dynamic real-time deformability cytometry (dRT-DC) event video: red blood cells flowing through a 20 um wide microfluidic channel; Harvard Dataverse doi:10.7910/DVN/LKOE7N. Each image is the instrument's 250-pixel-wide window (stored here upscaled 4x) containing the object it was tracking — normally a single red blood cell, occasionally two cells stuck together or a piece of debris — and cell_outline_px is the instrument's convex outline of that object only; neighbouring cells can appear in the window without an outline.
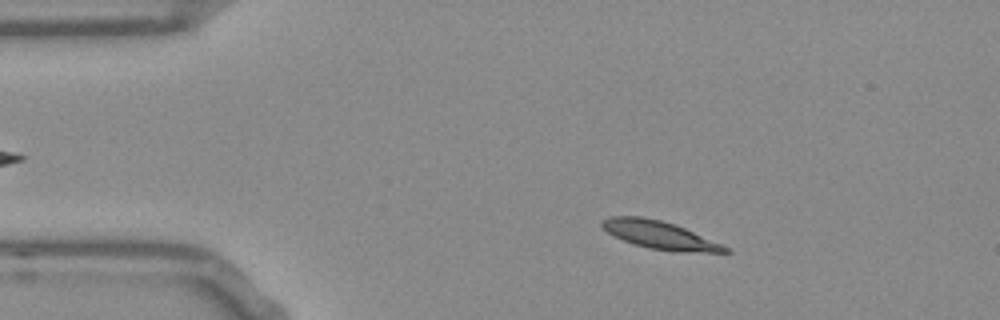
{"species": "Egyptian fruit bat (a non-hibernating species)", "species_latin": "Rousettus aegyptiacus", "temperature_condition": "room temperature", "stored_images_in_passage": 51, "camera_frame_rate_fps": 3000, "um_per_image_px": 0.085, "frame": {"image": 1, "passage_image": 7, "time_ms": 2.0, "image_size_px": [1000, 320], "cell_outline_px": [[732, 252], [680, 252], [648, 248], [632, 244], [608, 232], [600, 224], [600, 220], [608, 216], [640, 216], [660, 220], [676, 224], [720, 244], [728, 248]], "centroid_in_image_um": [56.02, 19.97], "position_along_channel_um": 29.0, "area_um2": 19.83}}
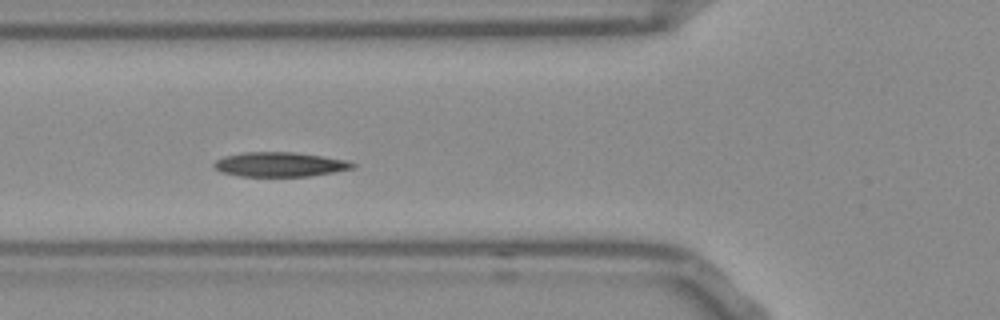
{"frame": {"image": 2, "passage_image": 17, "time_ms": 5.333, "image_size_px": [1000, 320], "cell_outline_px": [[356, 168], [308, 176], [240, 176], [220, 172], [212, 164], [216, 160], [224, 156], [244, 152], [292, 152], [324, 156], [348, 160], [356, 164]], "centroid_in_image_um": [23.8, 13.97], "position_along_channel_um": 102.0, "area_um2": 19.83}}
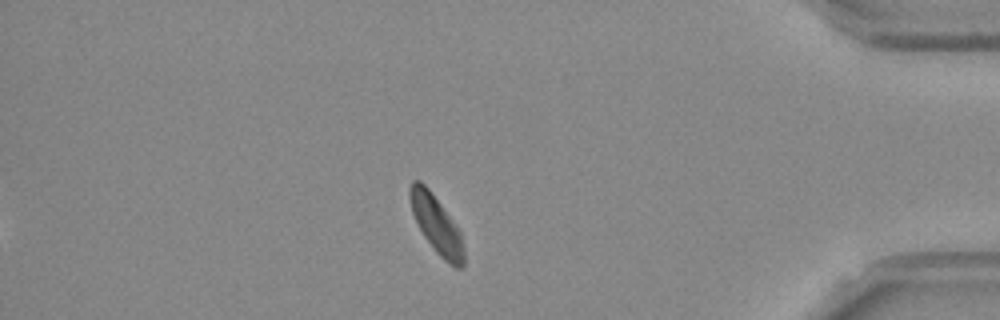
{"frame": {"image": 3, "passage_image": 44, "time_ms": 14.333, "image_size_px": [1000, 320], "cell_outline_px": [[464, 264], [460, 268], [456, 268], [448, 264], [436, 252], [424, 236], [412, 212], [408, 196], [408, 188], [412, 180], [420, 180], [428, 188], [440, 204], [460, 232], [464, 248]], "centroid_in_image_um": [37.08, 19.09], "position_along_channel_um": 398.1, "area_um2": 17.86}, "authors_computed_cell_mechanics": {"area_um2": 19.3052, "velocity_mm_per_s": 3.7281, "shape_relaxation_time_tau1_ms": 5.1231, "shape_relaxation_time_tau2_ms": 3.5559, "deformation_change_tau1": 0.1403, "deformation_change_tau2": 0.0705}}